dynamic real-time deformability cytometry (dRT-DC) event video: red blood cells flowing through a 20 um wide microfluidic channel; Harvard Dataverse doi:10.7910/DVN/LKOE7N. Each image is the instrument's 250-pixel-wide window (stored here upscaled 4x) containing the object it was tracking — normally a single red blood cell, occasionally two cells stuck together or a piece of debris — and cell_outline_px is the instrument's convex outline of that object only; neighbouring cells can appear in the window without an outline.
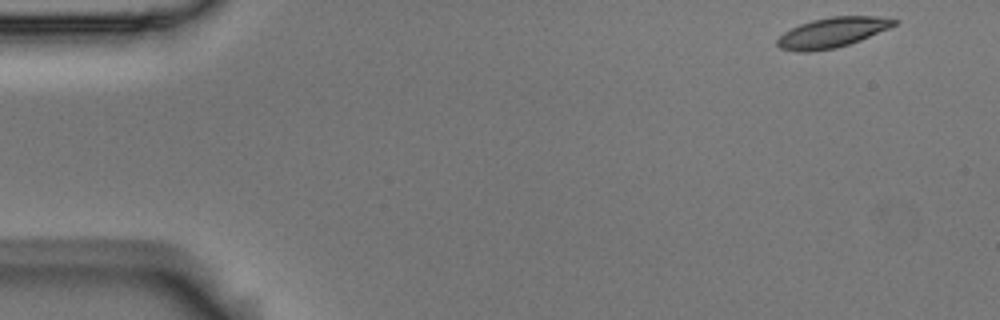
{"species": "Egyptian fruit bat (a non-hibernating species)", "species_latin": "Rousettus aegyptiacus", "temperature_condition": "room temperature", "stored_images_in_passage": 3, "camera_frame_rate_fps": 3000, "um_per_image_px": 0.085, "animal": {"sex": "male"}, "frame": {"image": 1, "passage_image": 1, "time_ms": 0.0, "image_size_px": [1000, 320], "cell_outline_px": [[900, 20], [896, 24], [888, 28], [860, 40], [836, 48], [808, 52], [800, 52], [780, 48], [776, 44], [776, 40], [784, 32], [800, 24], [812, 20], [832, 16], [876, 16]], "centroid_in_image_um": [70.72, 2.76], "position_along_channel_um": 14.3, "area_um2": 20.29}}